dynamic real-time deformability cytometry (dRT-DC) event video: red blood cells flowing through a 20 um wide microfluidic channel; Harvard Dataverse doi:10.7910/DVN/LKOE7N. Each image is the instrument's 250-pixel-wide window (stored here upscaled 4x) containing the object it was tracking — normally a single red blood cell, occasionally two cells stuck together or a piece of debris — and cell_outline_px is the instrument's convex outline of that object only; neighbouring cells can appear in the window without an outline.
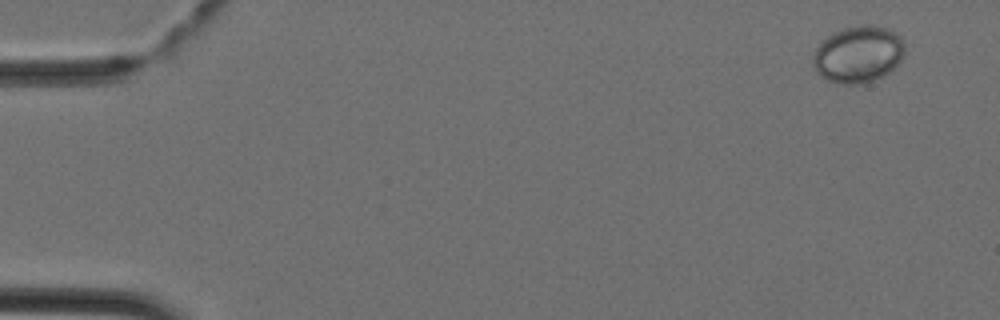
{"species": "Egyptian fruit bat (a non-hibernating species)", "species_latin": "Rousettus aegyptiacus", "temperature_condition": "cold", "stored_images_in_passage": 4, "camera_frame_rate_fps": 3000, "um_per_image_px": 0.085, "animal": {"sex": "female"}, "frame": {"image": 1, "passage_image": 1, "time_ms": 0.0, "image_size_px": [1000, 320], "cell_outline_px": [[904, 52], [900, 60], [888, 72], [864, 84], [840, 84], [828, 80], [816, 72], [812, 64], [812, 52], [832, 32], [844, 28], [860, 24], [868, 24], [888, 28], [896, 32], [900, 36], [904, 44]], "centroid_in_image_um": [72.92, 4.6], "position_along_channel_um": 12.1, "area_um2": 30.4}}